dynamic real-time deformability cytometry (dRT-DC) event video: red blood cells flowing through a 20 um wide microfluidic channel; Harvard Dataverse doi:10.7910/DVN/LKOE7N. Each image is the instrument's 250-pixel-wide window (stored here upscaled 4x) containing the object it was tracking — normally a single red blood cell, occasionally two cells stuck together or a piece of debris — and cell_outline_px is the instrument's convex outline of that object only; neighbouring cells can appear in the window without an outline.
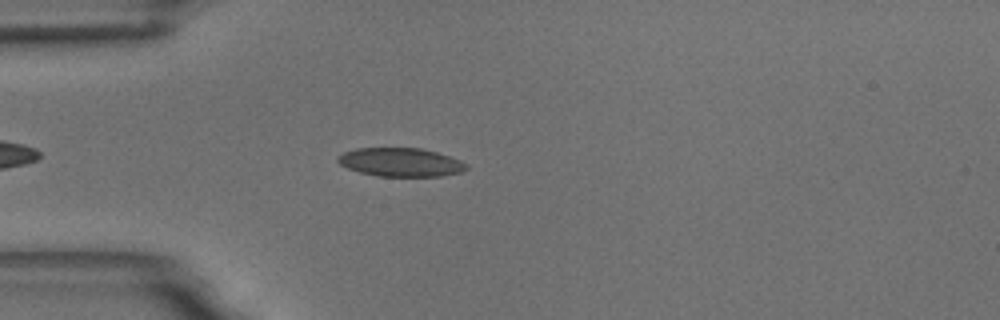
{"species": "common noctule bat (a hibernating species)", "species_latin": "Nyctalus noctula", "temperature_condition": "room temperature", "stored_images_in_passage": 38, "camera_frame_rate_fps": 3000, "um_per_image_px": 0.085, "animal": {"sex": "male", "body_mass_g": 18.8}, "frame": {"image": 1, "passage_image": 6, "time_ms": 1.667, "image_size_px": [1000, 320], "cell_outline_px": [[468, 168], [460, 172], [440, 176], [376, 176], [360, 172], [348, 168], [340, 164], [336, 160], [336, 156], [344, 152], [356, 148], [420, 148], [436, 152], [460, 160], [468, 164]], "centroid_in_image_um": [34.03, 13.79], "position_along_channel_um": 51.0, "area_um2": 21.39}}
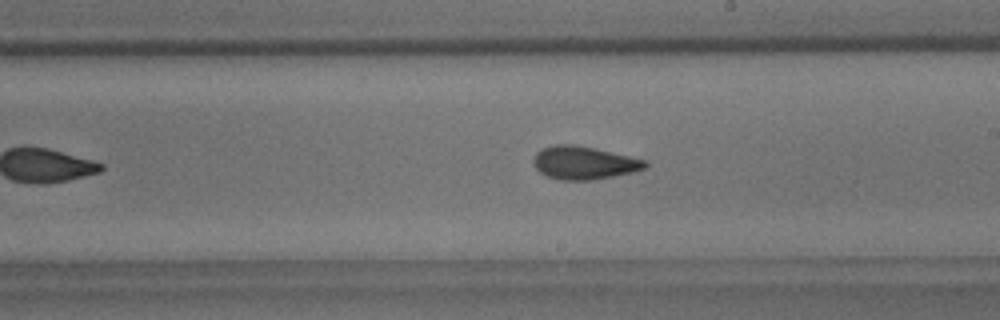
{"frame": {"image": 2, "passage_image": 22, "time_ms": 7.0, "image_size_px": [1000, 320], "cell_outline_px": [[648, 164], [644, 168], [632, 172], [592, 180], [560, 180], [548, 176], [540, 172], [536, 168], [532, 160], [536, 152], [544, 148], [556, 144], [572, 144], [592, 148], [648, 160]], "centroid_in_image_um": [49.62, 13.84], "position_along_channel_um": 239.4, "area_um2": 21.27}, "authors_computed_cell_mechanics": {"area_um2": 21.2126, "velocity_mm_per_s": 3.7065, "shape_relaxation_time_tau1_ms": null, "shape_relaxation_time_tau2_ms": 1.6669, "deformation_change_tau1": null, "deformation_change_tau2": 0.0741}}